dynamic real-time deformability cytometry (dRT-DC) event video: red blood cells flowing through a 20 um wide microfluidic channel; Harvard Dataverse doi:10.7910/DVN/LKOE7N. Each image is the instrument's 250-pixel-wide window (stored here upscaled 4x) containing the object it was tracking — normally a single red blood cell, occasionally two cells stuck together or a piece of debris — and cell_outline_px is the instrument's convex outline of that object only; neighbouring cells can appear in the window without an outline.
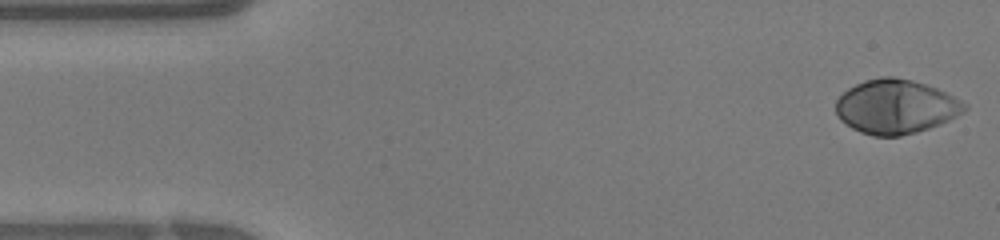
{"species": "human", "species_latin": "Homo sapiens", "temperature_condition": "warm", "stored_images_in_passage": 39, "camera_frame_rate_fps": 3000, "um_per_image_px": 0.085, "donor": {"sex": "female"}, "frame": {"image": 1, "passage_image": 1, "time_ms": 0.0, "image_size_px": [1000, 240], "cell_outline_px": [[968, 108], [964, 112], [940, 124], [916, 132], [900, 136], [872, 136], [860, 132], [852, 128], [840, 120], [836, 112], [836, 100], [848, 88], [864, 80], [880, 76], [892, 76], [912, 80], [936, 88], [968, 104]], "centroid_in_image_um": [76.13, 9.07], "position_along_channel_um": 8.9, "area_um2": 40.58}}
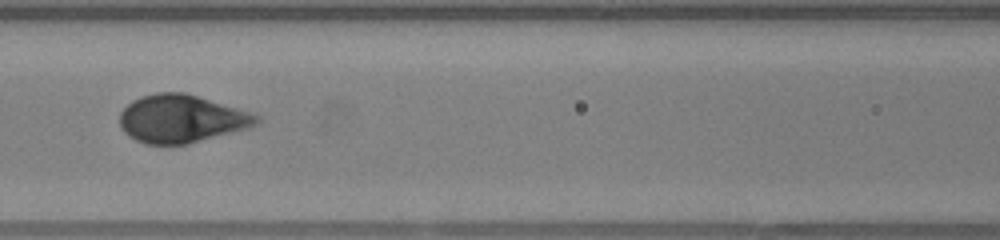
{"frame": {"image": 2, "passage_image": 16, "time_ms": 5.0, "image_size_px": [1000, 240], "cell_outline_px": [[260, 120], [256, 124], [248, 128], [188, 144], [148, 144], [136, 140], [128, 136], [124, 132], [120, 124], [120, 112], [132, 100], [140, 96], [156, 92], [184, 92], [252, 112], [260, 116]], "centroid_in_image_um": [15.42, 10.09], "position_along_channel_um": 151.2, "area_um2": 38.21}}
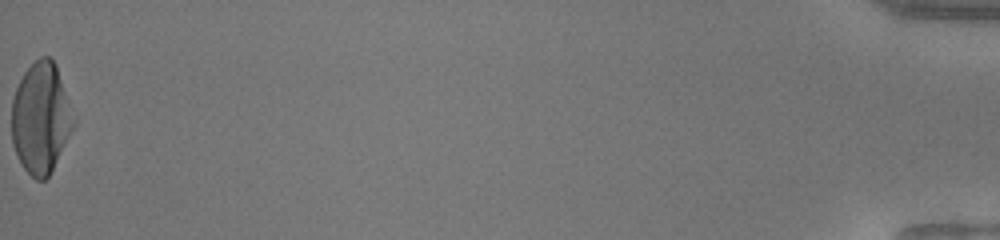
{"frame": {"image": 3, "passage_image": 39, "time_ms": 12.667, "image_size_px": [1000, 240], "cell_outline_px": [[76, 124], [48, 176], [44, 180], [36, 180], [24, 168], [16, 156], [12, 144], [12, 100], [16, 88], [24, 72], [40, 56], [48, 56], [56, 64], [76, 120]], "centroid_in_image_um": [3.48, 10.03], "position_along_channel_um": 431.7, "area_um2": 39.94}}